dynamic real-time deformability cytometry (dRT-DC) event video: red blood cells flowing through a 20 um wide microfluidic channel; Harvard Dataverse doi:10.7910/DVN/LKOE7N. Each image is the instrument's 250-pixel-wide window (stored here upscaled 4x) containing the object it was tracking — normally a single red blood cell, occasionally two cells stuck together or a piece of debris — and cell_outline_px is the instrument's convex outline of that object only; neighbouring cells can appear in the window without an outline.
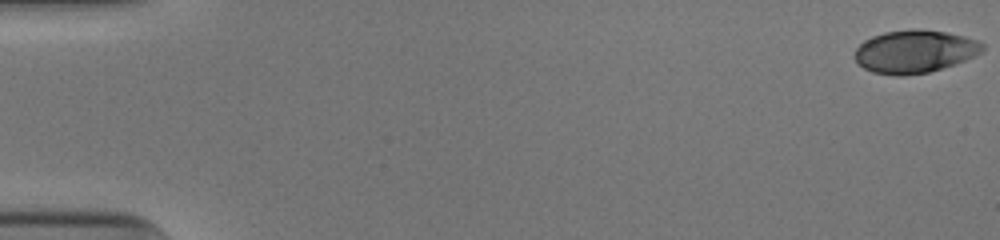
{"species": "human", "species_latin": "Homo sapiens", "temperature_condition": "cold", "stored_images_in_passage": 53, "camera_frame_rate_fps": 3000, "um_per_image_px": 0.085, "donor": {"sex": "male"}, "frame": {"image": 1, "passage_image": 1, "time_ms": 0.0, "image_size_px": [1000, 240], "cell_outline_px": [[984, 48], [976, 56], [928, 72], [904, 76], [896, 76], [872, 72], [864, 68], [852, 56], [856, 48], [864, 40], [872, 36], [884, 32], [912, 28], [920, 28], [948, 32], [980, 40], [984, 44]], "centroid_in_image_um": [77.73, 4.36], "position_along_channel_um": 7.3, "area_um2": 32.19}}
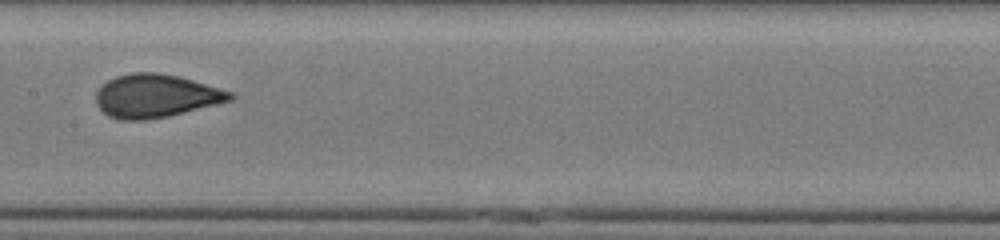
{"frame": {"image": 2, "passage_image": 28, "time_ms": 9.0, "image_size_px": [1000, 240], "cell_outline_px": [[236, 96], [232, 100], [168, 116], [144, 120], [120, 120], [108, 116], [96, 104], [96, 92], [108, 80], [116, 76], [132, 72], [156, 72], [180, 76], [232, 92]], "centroid_in_image_um": [13.23, 8.15], "position_along_channel_um": 194.2, "area_um2": 33.7}}
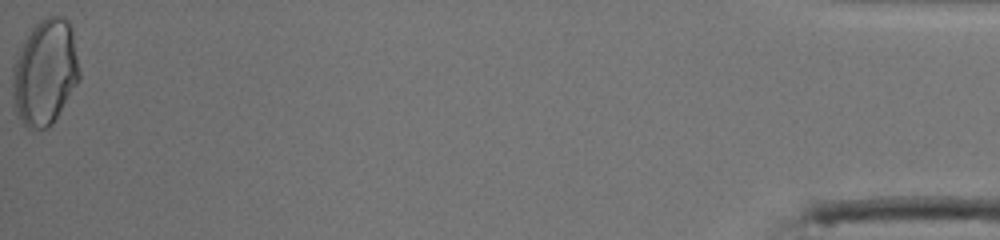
{"frame": {"image": 3, "passage_image": 53, "time_ms": 17.333, "image_size_px": [1000, 240], "cell_outline_px": [[80, 80], [52, 124], [48, 128], [28, 128], [20, 120], [16, 112], [12, 96], [12, 68], [16, 52], [32, 28], [40, 20], [48, 16], [60, 16], [68, 20], [72, 28], [80, 72]], "centroid_in_image_um": [3.82, 6.14], "position_along_channel_um": 431.4, "area_um2": 41.5}, "authors_computed_cell_mechanics": {"area_um2": 33.0616, "velocity_mm_per_s": 3.9612, "shape_relaxation_time_tau1_ms": 6.6981, "shape_relaxation_time_tau2_ms": null, "deformation_change_tau1": 0.1879, "deformation_change_tau2": null}}